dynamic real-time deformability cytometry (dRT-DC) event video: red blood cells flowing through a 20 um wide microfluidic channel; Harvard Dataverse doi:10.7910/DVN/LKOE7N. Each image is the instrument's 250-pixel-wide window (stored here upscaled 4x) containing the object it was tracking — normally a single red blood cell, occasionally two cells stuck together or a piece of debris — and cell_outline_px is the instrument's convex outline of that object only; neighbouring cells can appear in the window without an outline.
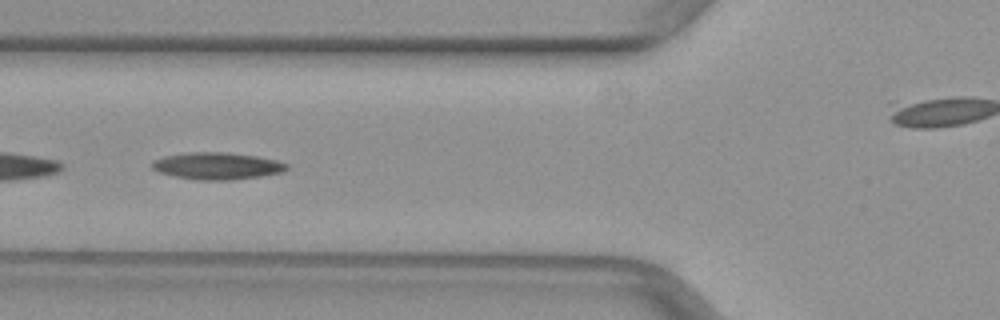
{"species": "common noctule bat (a hibernating species)", "species_latin": "Nyctalus noctula", "temperature_condition": "warm", "stored_images_in_passage": 29, "camera_frame_rate_fps": 3000, "um_per_image_px": 0.085, "animal": {"sex": "female", "body_mass_g": 29.2, "forearm_length_mm": 56.3}, "frame": {"image": 1, "passage_image": 5, "time_ms": 1.333, "image_size_px": [1000, 320], "cell_outline_px": [[288, 168], [284, 172], [260, 176], [232, 180], [196, 180], [176, 176], [160, 172], [152, 168], [152, 160], [164, 156], [188, 152], [224, 152], [256, 156], [276, 160], [288, 164]], "centroid_in_image_um": [18.46, 14.1], "position_along_channel_um": 107.3, "area_um2": 21.15}}